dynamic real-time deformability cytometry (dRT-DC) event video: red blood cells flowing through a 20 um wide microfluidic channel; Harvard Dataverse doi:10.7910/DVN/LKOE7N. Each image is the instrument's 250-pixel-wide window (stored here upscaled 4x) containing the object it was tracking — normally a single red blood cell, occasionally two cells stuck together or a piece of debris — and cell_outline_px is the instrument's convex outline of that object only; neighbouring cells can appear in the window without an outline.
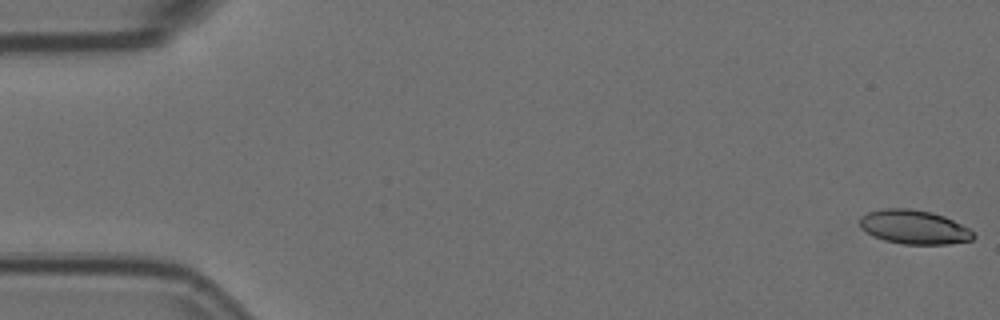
{"species": "Egyptian fruit bat (a non-hibernating species)", "species_latin": "Rousettus aegyptiacus", "temperature_condition": "room temperature", "stored_images_in_passage": 57, "camera_frame_rate_fps": 3000, "um_per_image_px": 0.085, "animal": {"sex": "female"}, "frame": {"image": 1, "passage_image": 1, "time_ms": 0.0, "image_size_px": [1000, 320], "cell_outline_px": [[976, 236], [972, 240], [948, 244], [904, 244], [884, 240], [872, 236], [860, 228], [860, 216], [868, 212], [884, 208], [912, 208], [932, 212], [944, 216], [968, 228]], "centroid_in_image_um": [77.66, 19.29], "position_along_channel_um": 7.3, "area_um2": 22.6}}
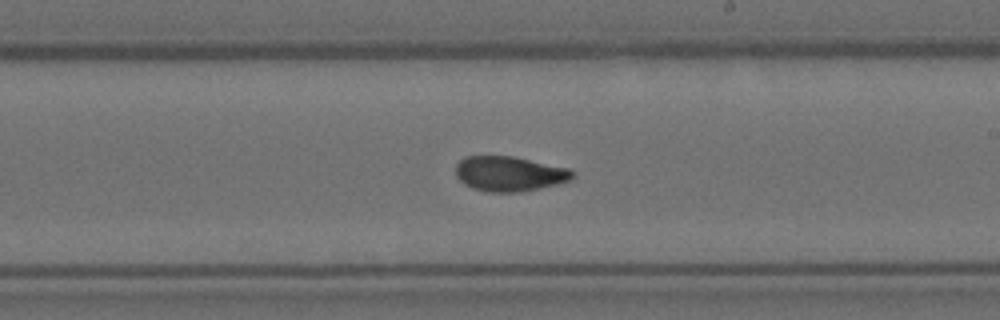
{"frame": {"image": 2, "passage_image": 33, "time_ms": 10.667, "image_size_px": [1000, 320], "cell_outline_px": [[576, 176], [568, 180], [556, 184], [540, 188], [520, 192], [488, 192], [472, 188], [464, 184], [456, 176], [456, 164], [464, 156], [512, 156], [568, 168], [576, 172]], "centroid_in_image_um": [43.28, 14.77], "position_along_channel_um": 245.7, "area_um2": 23.81}}
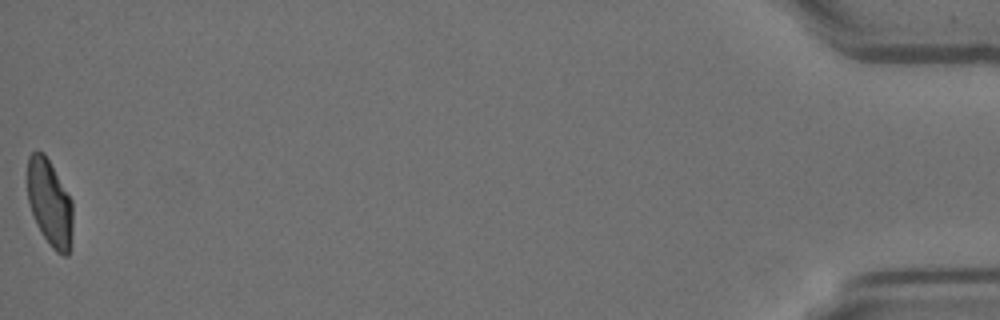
{"frame": {"image": 3, "passage_image": 57, "time_ms": 18.667, "image_size_px": [1000, 320], "cell_outline_px": [[72, 244], [68, 256], [64, 256], [56, 252], [52, 248], [36, 224], [28, 200], [28, 156], [32, 152], [44, 152], [72, 200]], "centroid_in_image_um": [4.25, 17.29], "position_along_channel_um": 431.0, "area_um2": 22.83}, "authors_computed_cell_mechanics": {"area_um2": 23.6402, "velocity_mm_per_s": 3.5784, "shape_relaxation_time_tau1_ms": 5.6398, "shape_relaxation_time_tau2_ms": 2.6327, "deformation_change_tau1": 0.1766, "deformation_change_tau2": 0.0795}}